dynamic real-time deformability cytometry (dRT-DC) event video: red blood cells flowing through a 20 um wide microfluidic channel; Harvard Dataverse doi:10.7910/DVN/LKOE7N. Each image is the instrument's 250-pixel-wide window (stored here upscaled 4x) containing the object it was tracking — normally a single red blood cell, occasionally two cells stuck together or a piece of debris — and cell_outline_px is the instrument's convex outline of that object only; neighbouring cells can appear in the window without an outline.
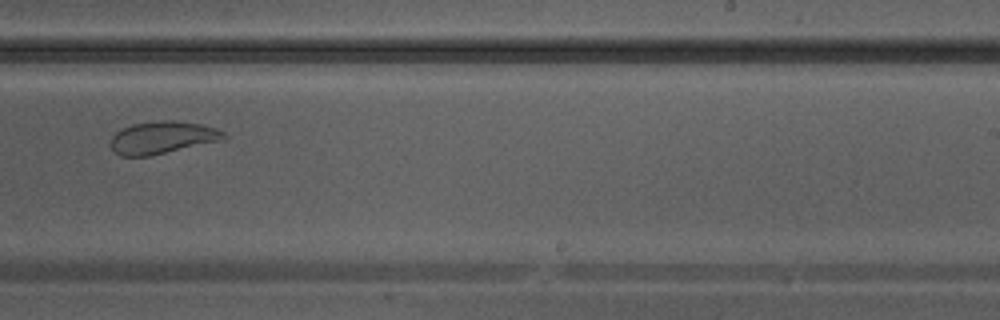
{"species": "Egyptian fruit bat (a non-hibernating species)", "species_latin": "Rousettus aegyptiacus", "temperature_condition": "warm", "stored_images_in_passage": 26, "camera_frame_rate_fps": 3000, "um_per_image_px": 0.085, "animal": {"sex": "male"}, "frame": {"image": 1, "passage_image": 15, "time_ms": 4.667, "image_size_px": [1000, 320], "cell_outline_px": [[228, 136], [224, 140], [148, 156], [120, 156], [112, 152], [112, 136], [116, 132], [132, 124], [160, 120], [172, 120], [200, 124], [216, 128], [224, 132]], "centroid_in_image_um": [13.82, 11.69], "position_along_channel_um": 275.2, "area_um2": 21.33}}